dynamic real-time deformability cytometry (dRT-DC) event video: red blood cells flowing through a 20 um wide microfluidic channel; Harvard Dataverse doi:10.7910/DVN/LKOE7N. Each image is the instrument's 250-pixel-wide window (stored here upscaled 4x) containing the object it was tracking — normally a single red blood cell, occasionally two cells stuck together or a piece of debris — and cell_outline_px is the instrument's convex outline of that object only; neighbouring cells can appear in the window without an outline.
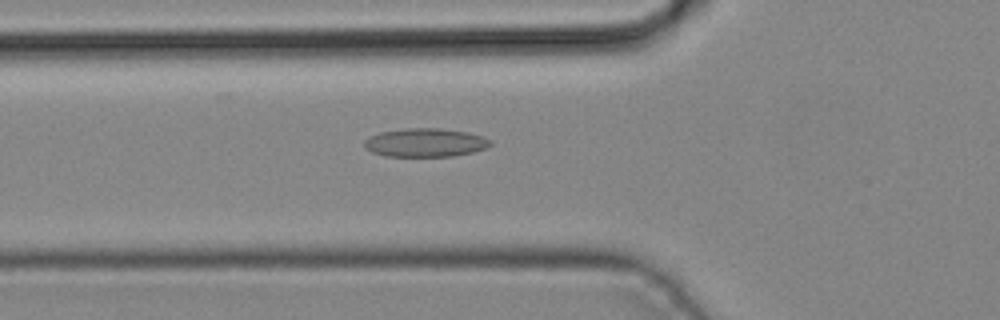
{"species": "common noctule bat (a hibernating species)", "species_latin": "Nyctalus noctula", "temperature_condition": "cold", "stored_images_in_passage": 32, "camera_frame_rate_fps": 3000, "um_per_image_px": 0.085, "animal": {"sex": "male", "body_mass_g": 19.2, "forearm_length_mm": 51.8}, "frame": {"image": 1, "passage_image": 4, "time_ms": 1.0, "image_size_px": [1000, 320], "cell_outline_px": [[492, 144], [488, 148], [472, 152], [452, 156], [384, 156], [372, 152], [364, 148], [364, 140], [368, 136], [380, 132], [404, 128], [440, 128], [468, 132], [492, 140]], "centroid_in_image_um": [36.13, 12.12], "position_along_channel_um": 89.7, "area_um2": 21.15}}
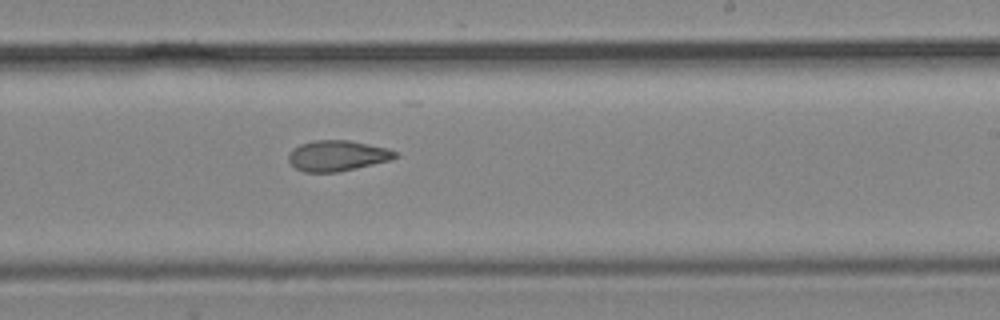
{"frame": {"image": 2, "passage_image": 15, "time_ms": 4.667, "image_size_px": [1000, 320], "cell_outline_px": [[400, 156], [392, 160], [356, 168], [336, 172], [304, 172], [296, 168], [288, 160], [288, 156], [292, 148], [300, 144], [312, 140], [348, 140], [388, 148], [396, 152]], "centroid_in_image_um": [28.68, 13.23], "position_along_channel_um": 260.3, "area_um2": 19.13}}
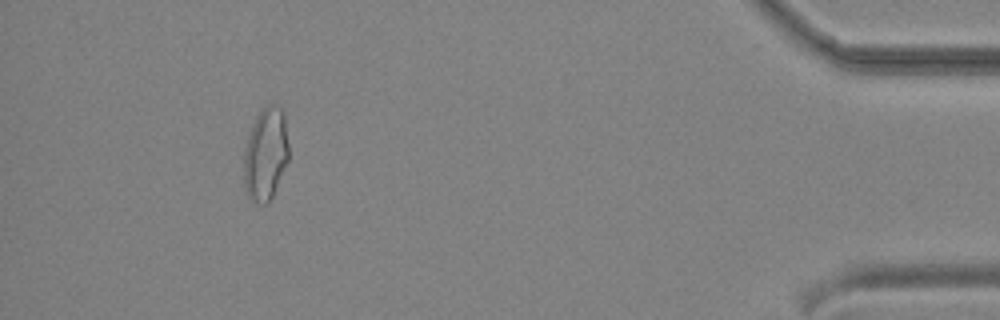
{"frame": {"image": 3, "passage_image": 29, "time_ms": 9.333, "image_size_px": [1000, 320], "cell_outline_px": [[288, 160], [272, 196], [268, 204], [260, 204], [252, 200], [248, 196], [244, 188], [244, 148], [252, 124], [260, 108], [268, 104], [272, 104], [280, 108], [284, 112], [288, 144]], "centroid_in_image_um": [22.56, 13.08], "position_along_channel_um": 412.6, "area_um2": 24.39}}